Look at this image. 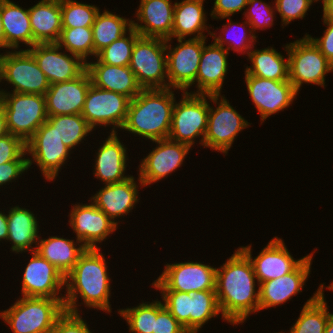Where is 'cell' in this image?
I'll return each instance as SVG.
<instances>
[{
  "instance_id": "cell-1",
  "label": "cell",
  "mask_w": 333,
  "mask_h": 333,
  "mask_svg": "<svg viewBox=\"0 0 333 333\" xmlns=\"http://www.w3.org/2000/svg\"><path fill=\"white\" fill-rule=\"evenodd\" d=\"M233 253L217 268L215 291L222 320L236 326L259 312L260 289L248 256L240 248Z\"/></svg>"
},
{
  "instance_id": "cell-2",
  "label": "cell",
  "mask_w": 333,
  "mask_h": 333,
  "mask_svg": "<svg viewBox=\"0 0 333 333\" xmlns=\"http://www.w3.org/2000/svg\"><path fill=\"white\" fill-rule=\"evenodd\" d=\"M101 248H86L73 269L65 276L64 309L72 313H81V304L86 308L111 313V278L105 254ZM81 303L78 305V299ZM78 307V308H77Z\"/></svg>"
},
{
  "instance_id": "cell-3",
  "label": "cell",
  "mask_w": 333,
  "mask_h": 333,
  "mask_svg": "<svg viewBox=\"0 0 333 333\" xmlns=\"http://www.w3.org/2000/svg\"><path fill=\"white\" fill-rule=\"evenodd\" d=\"M171 88L142 89L130 100L121 130L154 141L168 138L175 101Z\"/></svg>"
},
{
  "instance_id": "cell-4",
  "label": "cell",
  "mask_w": 333,
  "mask_h": 333,
  "mask_svg": "<svg viewBox=\"0 0 333 333\" xmlns=\"http://www.w3.org/2000/svg\"><path fill=\"white\" fill-rule=\"evenodd\" d=\"M17 299L8 309L0 310V319L13 333H51L57 318L65 311L64 299L25 296Z\"/></svg>"
},
{
  "instance_id": "cell-5",
  "label": "cell",
  "mask_w": 333,
  "mask_h": 333,
  "mask_svg": "<svg viewBox=\"0 0 333 333\" xmlns=\"http://www.w3.org/2000/svg\"><path fill=\"white\" fill-rule=\"evenodd\" d=\"M0 104L6 115L9 133L25 143L48 119L45 95L7 92L2 88Z\"/></svg>"
},
{
  "instance_id": "cell-6",
  "label": "cell",
  "mask_w": 333,
  "mask_h": 333,
  "mask_svg": "<svg viewBox=\"0 0 333 333\" xmlns=\"http://www.w3.org/2000/svg\"><path fill=\"white\" fill-rule=\"evenodd\" d=\"M181 95L179 102L175 101L168 138L192 148L197 144L196 138L201 137L199 144L203 147L208 123L209 94L182 92Z\"/></svg>"
},
{
  "instance_id": "cell-7",
  "label": "cell",
  "mask_w": 333,
  "mask_h": 333,
  "mask_svg": "<svg viewBox=\"0 0 333 333\" xmlns=\"http://www.w3.org/2000/svg\"><path fill=\"white\" fill-rule=\"evenodd\" d=\"M283 48L289 56V81L298 93L304 83L325 88V77L333 72V65L306 35Z\"/></svg>"
},
{
  "instance_id": "cell-8",
  "label": "cell",
  "mask_w": 333,
  "mask_h": 333,
  "mask_svg": "<svg viewBox=\"0 0 333 333\" xmlns=\"http://www.w3.org/2000/svg\"><path fill=\"white\" fill-rule=\"evenodd\" d=\"M6 81L11 92L45 95L50 83L28 49L0 53V83Z\"/></svg>"
},
{
  "instance_id": "cell-9",
  "label": "cell",
  "mask_w": 333,
  "mask_h": 333,
  "mask_svg": "<svg viewBox=\"0 0 333 333\" xmlns=\"http://www.w3.org/2000/svg\"><path fill=\"white\" fill-rule=\"evenodd\" d=\"M207 130L203 140V147L221 152L225 156L232 147L239 132L248 128L251 124L225 98V95H210ZM219 101V102H218Z\"/></svg>"
},
{
  "instance_id": "cell-10",
  "label": "cell",
  "mask_w": 333,
  "mask_h": 333,
  "mask_svg": "<svg viewBox=\"0 0 333 333\" xmlns=\"http://www.w3.org/2000/svg\"><path fill=\"white\" fill-rule=\"evenodd\" d=\"M129 67L142 89L168 88L166 40L140 36L133 46Z\"/></svg>"
},
{
  "instance_id": "cell-11",
  "label": "cell",
  "mask_w": 333,
  "mask_h": 333,
  "mask_svg": "<svg viewBox=\"0 0 333 333\" xmlns=\"http://www.w3.org/2000/svg\"><path fill=\"white\" fill-rule=\"evenodd\" d=\"M71 152L47 120L26 142L27 156H31L28 157L29 168L36 164L47 181L57 178Z\"/></svg>"
},
{
  "instance_id": "cell-12",
  "label": "cell",
  "mask_w": 333,
  "mask_h": 333,
  "mask_svg": "<svg viewBox=\"0 0 333 333\" xmlns=\"http://www.w3.org/2000/svg\"><path fill=\"white\" fill-rule=\"evenodd\" d=\"M207 38L176 39L175 47L172 39H166V66L168 88L188 92L196 86V76L203 46Z\"/></svg>"
},
{
  "instance_id": "cell-13",
  "label": "cell",
  "mask_w": 333,
  "mask_h": 333,
  "mask_svg": "<svg viewBox=\"0 0 333 333\" xmlns=\"http://www.w3.org/2000/svg\"><path fill=\"white\" fill-rule=\"evenodd\" d=\"M161 275L152 286L159 291H180L193 293L197 291H215L217 267L188 261L165 264Z\"/></svg>"
},
{
  "instance_id": "cell-14",
  "label": "cell",
  "mask_w": 333,
  "mask_h": 333,
  "mask_svg": "<svg viewBox=\"0 0 333 333\" xmlns=\"http://www.w3.org/2000/svg\"><path fill=\"white\" fill-rule=\"evenodd\" d=\"M129 103L128 97L91 84L81 115L93 130L112 126L111 133H116L125 123Z\"/></svg>"
},
{
  "instance_id": "cell-15",
  "label": "cell",
  "mask_w": 333,
  "mask_h": 333,
  "mask_svg": "<svg viewBox=\"0 0 333 333\" xmlns=\"http://www.w3.org/2000/svg\"><path fill=\"white\" fill-rule=\"evenodd\" d=\"M245 74L247 91L254 106L260 114V121L284 111L299 94L289 80L275 81Z\"/></svg>"
},
{
  "instance_id": "cell-16",
  "label": "cell",
  "mask_w": 333,
  "mask_h": 333,
  "mask_svg": "<svg viewBox=\"0 0 333 333\" xmlns=\"http://www.w3.org/2000/svg\"><path fill=\"white\" fill-rule=\"evenodd\" d=\"M156 147L141 159L138 177L144 187L152 185L180 168L191 147L169 138L151 141Z\"/></svg>"
},
{
  "instance_id": "cell-17",
  "label": "cell",
  "mask_w": 333,
  "mask_h": 333,
  "mask_svg": "<svg viewBox=\"0 0 333 333\" xmlns=\"http://www.w3.org/2000/svg\"><path fill=\"white\" fill-rule=\"evenodd\" d=\"M28 50L50 84L71 81L87 70V63L82 58L63 51L57 43H37Z\"/></svg>"
},
{
  "instance_id": "cell-18",
  "label": "cell",
  "mask_w": 333,
  "mask_h": 333,
  "mask_svg": "<svg viewBox=\"0 0 333 333\" xmlns=\"http://www.w3.org/2000/svg\"><path fill=\"white\" fill-rule=\"evenodd\" d=\"M91 203V204H90ZM68 220L73 233L86 248H100L110 234L117 231L118 226L92 202L77 203L72 206ZM98 244V245H97Z\"/></svg>"
},
{
  "instance_id": "cell-19",
  "label": "cell",
  "mask_w": 333,
  "mask_h": 333,
  "mask_svg": "<svg viewBox=\"0 0 333 333\" xmlns=\"http://www.w3.org/2000/svg\"><path fill=\"white\" fill-rule=\"evenodd\" d=\"M30 254L22 275L21 296L64 299L60 292L65 289V276L36 251Z\"/></svg>"
},
{
  "instance_id": "cell-20",
  "label": "cell",
  "mask_w": 333,
  "mask_h": 333,
  "mask_svg": "<svg viewBox=\"0 0 333 333\" xmlns=\"http://www.w3.org/2000/svg\"><path fill=\"white\" fill-rule=\"evenodd\" d=\"M251 245L239 248L251 261L258 284L292 272L305 258H293L283 239L277 236L273 237L254 258Z\"/></svg>"
},
{
  "instance_id": "cell-21",
  "label": "cell",
  "mask_w": 333,
  "mask_h": 333,
  "mask_svg": "<svg viewBox=\"0 0 333 333\" xmlns=\"http://www.w3.org/2000/svg\"><path fill=\"white\" fill-rule=\"evenodd\" d=\"M314 253L315 250L306 255L292 272L259 284V312L282 305L303 291V286L311 274Z\"/></svg>"
},
{
  "instance_id": "cell-22",
  "label": "cell",
  "mask_w": 333,
  "mask_h": 333,
  "mask_svg": "<svg viewBox=\"0 0 333 333\" xmlns=\"http://www.w3.org/2000/svg\"><path fill=\"white\" fill-rule=\"evenodd\" d=\"M137 181L132 175L125 181L104 185L88 201H91L118 225L120 223L118 218L129 215L130 211L132 212L133 208H136L135 204L137 205L140 200L138 189L143 187L144 184L139 178Z\"/></svg>"
},
{
  "instance_id": "cell-23",
  "label": "cell",
  "mask_w": 333,
  "mask_h": 333,
  "mask_svg": "<svg viewBox=\"0 0 333 333\" xmlns=\"http://www.w3.org/2000/svg\"><path fill=\"white\" fill-rule=\"evenodd\" d=\"M91 84L87 70L71 81L50 84L45 94L47 116L81 114Z\"/></svg>"
},
{
  "instance_id": "cell-24",
  "label": "cell",
  "mask_w": 333,
  "mask_h": 333,
  "mask_svg": "<svg viewBox=\"0 0 333 333\" xmlns=\"http://www.w3.org/2000/svg\"><path fill=\"white\" fill-rule=\"evenodd\" d=\"M132 27L142 37L172 39L174 4L171 0H140ZM140 22V23H139Z\"/></svg>"
},
{
  "instance_id": "cell-25",
  "label": "cell",
  "mask_w": 333,
  "mask_h": 333,
  "mask_svg": "<svg viewBox=\"0 0 333 333\" xmlns=\"http://www.w3.org/2000/svg\"><path fill=\"white\" fill-rule=\"evenodd\" d=\"M204 44L196 76V91L192 94H221L222 87L228 72L229 52L222 46L213 43Z\"/></svg>"
},
{
  "instance_id": "cell-26",
  "label": "cell",
  "mask_w": 333,
  "mask_h": 333,
  "mask_svg": "<svg viewBox=\"0 0 333 333\" xmlns=\"http://www.w3.org/2000/svg\"><path fill=\"white\" fill-rule=\"evenodd\" d=\"M110 135L103 140V144L99 146L96 157L95 168L93 169V174L95 178H99L103 185L119 183L125 181L131 174L125 175L127 168V149L118 138V134L109 133Z\"/></svg>"
},
{
  "instance_id": "cell-27",
  "label": "cell",
  "mask_w": 333,
  "mask_h": 333,
  "mask_svg": "<svg viewBox=\"0 0 333 333\" xmlns=\"http://www.w3.org/2000/svg\"><path fill=\"white\" fill-rule=\"evenodd\" d=\"M87 61V71L92 84L98 88L117 92L130 100L138 95L142 87L138 84L134 72L129 66H116Z\"/></svg>"
},
{
  "instance_id": "cell-28",
  "label": "cell",
  "mask_w": 333,
  "mask_h": 333,
  "mask_svg": "<svg viewBox=\"0 0 333 333\" xmlns=\"http://www.w3.org/2000/svg\"><path fill=\"white\" fill-rule=\"evenodd\" d=\"M8 236L7 242L12 245L10 251L19 254L36 250L39 234L37 215L23 207L12 206L7 212ZM35 244V245H33ZM33 245V246H32Z\"/></svg>"
},
{
  "instance_id": "cell-29",
  "label": "cell",
  "mask_w": 333,
  "mask_h": 333,
  "mask_svg": "<svg viewBox=\"0 0 333 333\" xmlns=\"http://www.w3.org/2000/svg\"><path fill=\"white\" fill-rule=\"evenodd\" d=\"M205 0H181L175 2L172 40L191 38H207L204 31L211 35V28L207 23ZM209 25V27L207 26ZM209 29V30H208Z\"/></svg>"
},
{
  "instance_id": "cell-30",
  "label": "cell",
  "mask_w": 333,
  "mask_h": 333,
  "mask_svg": "<svg viewBox=\"0 0 333 333\" xmlns=\"http://www.w3.org/2000/svg\"><path fill=\"white\" fill-rule=\"evenodd\" d=\"M33 46L56 43L62 31L61 0H41L29 7Z\"/></svg>"
},
{
  "instance_id": "cell-31",
  "label": "cell",
  "mask_w": 333,
  "mask_h": 333,
  "mask_svg": "<svg viewBox=\"0 0 333 333\" xmlns=\"http://www.w3.org/2000/svg\"><path fill=\"white\" fill-rule=\"evenodd\" d=\"M1 16L6 37V50H19V44L33 47V33L29 8H23L10 0H1Z\"/></svg>"
},
{
  "instance_id": "cell-32",
  "label": "cell",
  "mask_w": 333,
  "mask_h": 333,
  "mask_svg": "<svg viewBox=\"0 0 333 333\" xmlns=\"http://www.w3.org/2000/svg\"><path fill=\"white\" fill-rule=\"evenodd\" d=\"M39 237L36 252L53 264L66 276L78 262L80 255L86 247L78 240L67 239L59 236H49L47 239Z\"/></svg>"
},
{
  "instance_id": "cell-33",
  "label": "cell",
  "mask_w": 333,
  "mask_h": 333,
  "mask_svg": "<svg viewBox=\"0 0 333 333\" xmlns=\"http://www.w3.org/2000/svg\"><path fill=\"white\" fill-rule=\"evenodd\" d=\"M255 46L248 53V59L251 61V66L245 68V73L252 76L266 78L275 81L289 80V59L288 52L287 59L281 52L276 51L273 47H266L262 49H254Z\"/></svg>"
},
{
  "instance_id": "cell-34",
  "label": "cell",
  "mask_w": 333,
  "mask_h": 333,
  "mask_svg": "<svg viewBox=\"0 0 333 333\" xmlns=\"http://www.w3.org/2000/svg\"><path fill=\"white\" fill-rule=\"evenodd\" d=\"M325 283L320 284L313 296L302 307L296 322L288 333H324L329 318V306L324 298Z\"/></svg>"
},
{
  "instance_id": "cell-35",
  "label": "cell",
  "mask_w": 333,
  "mask_h": 333,
  "mask_svg": "<svg viewBox=\"0 0 333 333\" xmlns=\"http://www.w3.org/2000/svg\"><path fill=\"white\" fill-rule=\"evenodd\" d=\"M97 13L92 25V35L94 42V58L97 53L118 40L132 28V19L124 18L106 8Z\"/></svg>"
},
{
  "instance_id": "cell-36",
  "label": "cell",
  "mask_w": 333,
  "mask_h": 333,
  "mask_svg": "<svg viewBox=\"0 0 333 333\" xmlns=\"http://www.w3.org/2000/svg\"><path fill=\"white\" fill-rule=\"evenodd\" d=\"M227 20H228L226 22L227 24H223L222 29L220 28L221 30L220 33L221 34L223 33V35L218 34L217 36L216 32L212 31L210 35L211 38H213L214 42L218 46H222L227 51L231 50L239 54L241 53L244 55L246 53L248 55L253 46H255V43L257 42L256 38L258 36L252 32L251 26L246 19L242 24H240L238 21L237 22L232 21L231 17H227ZM234 29L236 30L238 29L236 35L233 34L231 37L228 36L231 35L229 31H232ZM227 33L229 34L227 35Z\"/></svg>"
},
{
  "instance_id": "cell-37",
  "label": "cell",
  "mask_w": 333,
  "mask_h": 333,
  "mask_svg": "<svg viewBox=\"0 0 333 333\" xmlns=\"http://www.w3.org/2000/svg\"><path fill=\"white\" fill-rule=\"evenodd\" d=\"M47 121L71 150L76 149L75 147L93 131L81 114L49 116Z\"/></svg>"
},
{
  "instance_id": "cell-38",
  "label": "cell",
  "mask_w": 333,
  "mask_h": 333,
  "mask_svg": "<svg viewBox=\"0 0 333 333\" xmlns=\"http://www.w3.org/2000/svg\"><path fill=\"white\" fill-rule=\"evenodd\" d=\"M190 333H198L203 325L221 313L216 291L191 293Z\"/></svg>"
},
{
  "instance_id": "cell-39",
  "label": "cell",
  "mask_w": 333,
  "mask_h": 333,
  "mask_svg": "<svg viewBox=\"0 0 333 333\" xmlns=\"http://www.w3.org/2000/svg\"><path fill=\"white\" fill-rule=\"evenodd\" d=\"M56 43L63 50L79 56L86 63L89 61L90 56L94 58V42L91 27L62 28Z\"/></svg>"
},
{
  "instance_id": "cell-40",
  "label": "cell",
  "mask_w": 333,
  "mask_h": 333,
  "mask_svg": "<svg viewBox=\"0 0 333 333\" xmlns=\"http://www.w3.org/2000/svg\"><path fill=\"white\" fill-rule=\"evenodd\" d=\"M118 310V314L128 323L130 333H153L157 318V299Z\"/></svg>"
},
{
  "instance_id": "cell-41",
  "label": "cell",
  "mask_w": 333,
  "mask_h": 333,
  "mask_svg": "<svg viewBox=\"0 0 333 333\" xmlns=\"http://www.w3.org/2000/svg\"><path fill=\"white\" fill-rule=\"evenodd\" d=\"M141 35L132 27L128 34L100 50L96 57L101 63L116 66H129L135 41Z\"/></svg>"
},
{
  "instance_id": "cell-42",
  "label": "cell",
  "mask_w": 333,
  "mask_h": 333,
  "mask_svg": "<svg viewBox=\"0 0 333 333\" xmlns=\"http://www.w3.org/2000/svg\"><path fill=\"white\" fill-rule=\"evenodd\" d=\"M99 11L95 4L61 0L62 28L92 27Z\"/></svg>"
},
{
  "instance_id": "cell-43",
  "label": "cell",
  "mask_w": 333,
  "mask_h": 333,
  "mask_svg": "<svg viewBox=\"0 0 333 333\" xmlns=\"http://www.w3.org/2000/svg\"><path fill=\"white\" fill-rule=\"evenodd\" d=\"M164 307L190 333L191 293L159 291Z\"/></svg>"
},
{
  "instance_id": "cell-44",
  "label": "cell",
  "mask_w": 333,
  "mask_h": 333,
  "mask_svg": "<svg viewBox=\"0 0 333 333\" xmlns=\"http://www.w3.org/2000/svg\"><path fill=\"white\" fill-rule=\"evenodd\" d=\"M273 4H267L263 0H249L247 3L244 15V19L248 21L251 26L252 32L255 34L256 30H266L269 27H273L274 19L276 18V10L274 2Z\"/></svg>"
},
{
  "instance_id": "cell-45",
  "label": "cell",
  "mask_w": 333,
  "mask_h": 333,
  "mask_svg": "<svg viewBox=\"0 0 333 333\" xmlns=\"http://www.w3.org/2000/svg\"><path fill=\"white\" fill-rule=\"evenodd\" d=\"M276 12L281 17L282 28L291 21L303 19L315 0H274Z\"/></svg>"
},
{
  "instance_id": "cell-46",
  "label": "cell",
  "mask_w": 333,
  "mask_h": 333,
  "mask_svg": "<svg viewBox=\"0 0 333 333\" xmlns=\"http://www.w3.org/2000/svg\"><path fill=\"white\" fill-rule=\"evenodd\" d=\"M26 143L19 137L7 134L0 137V164L10 161H28Z\"/></svg>"
},
{
  "instance_id": "cell-47",
  "label": "cell",
  "mask_w": 333,
  "mask_h": 333,
  "mask_svg": "<svg viewBox=\"0 0 333 333\" xmlns=\"http://www.w3.org/2000/svg\"><path fill=\"white\" fill-rule=\"evenodd\" d=\"M51 333H92L79 313L64 311L56 320Z\"/></svg>"
},
{
  "instance_id": "cell-48",
  "label": "cell",
  "mask_w": 333,
  "mask_h": 333,
  "mask_svg": "<svg viewBox=\"0 0 333 333\" xmlns=\"http://www.w3.org/2000/svg\"><path fill=\"white\" fill-rule=\"evenodd\" d=\"M153 333H189L157 298V318Z\"/></svg>"
},
{
  "instance_id": "cell-49",
  "label": "cell",
  "mask_w": 333,
  "mask_h": 333,
  "mask_svg": "<svg viewBox=\"0 0 333 333\" xmlns=\"http://www.w3.org/2000/svg\"><path fill=\"white\" fill-rule=\"evenodd\" d=\"M214 5L212 7L210 17L212 19H226L231 17L236 12H241L247 7L249 0H214Z\"/></svg>"
},
{
  "instance_id": "cell-50",
  "label": "cell",
  "mask_w": 333,
  "mask_h": 333,
  "mask_svg": "<svg viewBox=\"0 0 333 333\" xmlns=\"http://www.w3.org/2000/svg\"><path fill=\"white\" fill-rule=\"evenodd\" d=\"M323 24L326 25V29L323 31V36L320 38H314L307 33L305 35L315 44L320 52L333 65V21L323 20Z\"/></svg>"
},
{
  "instance_id": "cell-51",
  "label": "cell",
  "mask_w": 333,
  "mask_h": 333,
  "mask_svg": "<svg viewBox=\"0 0 333 333\" xmlns=\"http://www.w3.org/2000/svg\"><path fill=\"white\" fill-rule=\"evenodd\" d=\"M28 161H10L0 164V189L3 185H9L27 172Z\"/></svg>"
},
{
  "instance_id": "cell-52",
  "label": "cell",
  "mask_w": 333,
  "mask_h": 333,
  "mask_svg": "<svg viewBox=\"0 0 333 333\" xmlns=\"http://www.w3.org/2000/svg\"><path fill=\"white\" fill-rule=\"evenodd\" d=\"M8 236V222L7 214L0 211V242L7 241Z\"/></svg>"
},
{
  "instance_id": "cell-53",
  "label": "cell",
  "mask_w": 333,
  "mask_h": 333,
  "mask_svg": "<svg viewBox=\"0 0 333 333\" xmlns=\"http://www.w3.org/2000/svg\"><path fill=\"white\" fill-rule=\"evenodd\" d=\"M323 16L322 20H332L333 21V0H325L323 3Z\"/></svg>"
},
{
  "instance_id": "cell-54",
  "label": "cell",
  "mask_w": 333,
  "mask_h": 333,
  "mask_svg": "<svg viewBox=\"0 0 333 333\" xmlns=\"http://www.w3.org/2000/svg\"><path fill=\"white\" fill-rule=\"evenodd\" d=\"M9 134V130L7 127L6 115L3 111V108L0 104V137Z\"/></svg>"
},
{
  "instance_id": "cell-55",
  "label": "cell",
  "mask_w": 333,
  "mask_h": 333,
  "mask_svg": "<svg viewBox=\"0 0 333 333\" xmlns=\"http://www.w3.org/2000/svg\"><path fill=\"white\" fill-rule=\"evenodd\" d=\"M6 48V37L2 23V16H1V0H0V49Z\"/></svg>"
},
{
  "instance_id": "cell-56",
  "label": "cell",
  "mask_w": 333,
  "mask_h": 333,
  "mask_svg": "<svg viewBox=\"0 0 333 333\" xmlns=\"http://www.w3.org/2000/svg\"><path fill=\"white\" fill-rule=\"evenodd\" d=\"M324 333H333V313L329 311V318Z\"/></svg>"
},
{
  "instance_id": "cell-57",
  "label": "cell",
  "mask_w": 333,
  "mask_h": 333,
  "mask_svg": "<svg viewBox=\"0 0 333 333\" xmlns=\"http://www.w3.org/2000/svg\"><path fill=\"white\" fill-rule=\"evenodd\" d=\"M331 284L330 285H328L327 287H326V289H328L329 291H333V280H332V282H330Z\"/></svg>"
},
{
  "instance_id": "cell-58",
  "label": "cell",
  "mask_w": 333,
  "mask_h": 333,
  "mask_svg": "<svg viewBox=\"0 0 333 333\" xmlns=\"http://www.w3.org/2000/svg\"><path fill=\"white\" fill-rule=\"evenodd\" d=\"M318 1L319 2L321 1L320 3H323L325 0H315V2H318Z\"/></svg>"
}]
</instances>
